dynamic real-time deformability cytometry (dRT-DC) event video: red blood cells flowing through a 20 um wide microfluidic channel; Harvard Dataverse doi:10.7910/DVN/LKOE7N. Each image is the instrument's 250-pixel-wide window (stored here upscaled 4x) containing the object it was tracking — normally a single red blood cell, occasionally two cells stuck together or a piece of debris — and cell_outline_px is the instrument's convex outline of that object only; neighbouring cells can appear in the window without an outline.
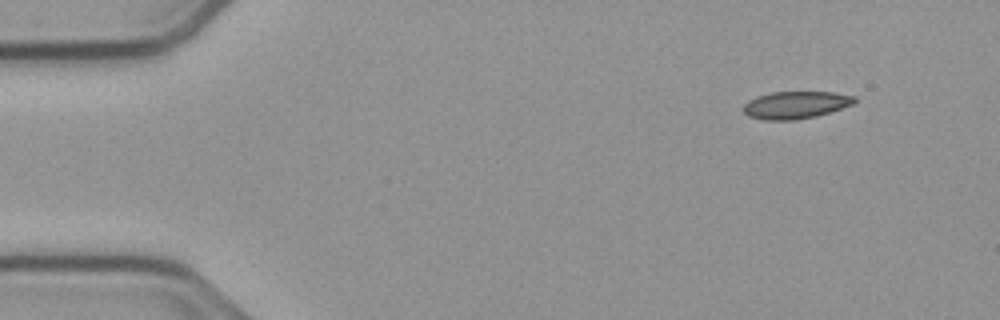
{"species": "common noctule bat (a hibernating species)", "species_latin": "Nyctalus noctula", "temperature_condition": "cold", "stored_images_in_passage": 50, "camera_frame_rate_fps": 3000, "um_per_image_px": 0.085, "animal": {"sex": "male", "body_mass_g": 23.1, "forearm_length_mm": 52.7}, "frame": {"image": 1, "passage_image": 1, "time_ms": 0.0, "image_size_px": [1000, 320], "cell_outline_px": [[856, 100], [852, 104], [816, 116], [796, 120], [764, 120], [748, 116], [744, 112], [744, 104], [748, 100], [756, 96], [772, 92], [832, 92], [856, 96]], "centroid_in_image_um": [67.6, 8.92], "position_along_channel_um": 17.4, "area_um2": 17.63}}
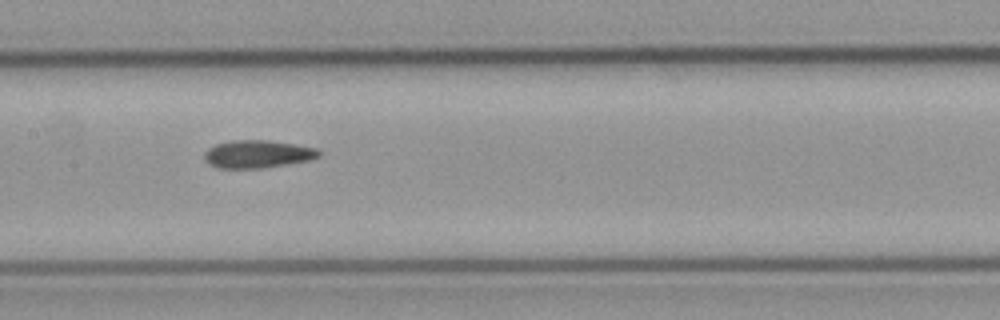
{"frame": {"image": 2, "passage_image": 22, "time_ms": 7.0, "image_size_px": [1000, 320], "cell_outline_px": [[320, 156], [308, 160], [264, 168], [216, 168], [208, 164], [204, 160], [204, 152], [208, 148], [216, 144], [232, 140], [268, 140], [296, 144], [316, 148], [320, 152]], "centroid_in_image_um": [21.85, 13.09], "position_along_channel_um": 185.5, "area_um2": 18.61}}
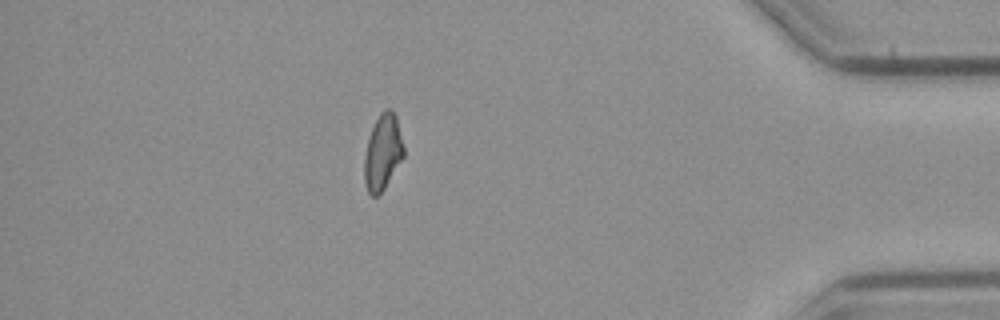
{"frame": {"image": 3, "passage_image": 43, "time_ms": 14.0, "image_size_px": [1000, 320], "cell_outline_px": [[404, 156], [384, 188], [376, 196], [372, 196], [368, 192], [364, 180], [364, 156], [368, 136], [380, 112], [384, 108], [392, 108], [396, 116], [404, 148]], "centroid_in_image_um": [32.52, 12.9], "position_along_channel_um": 402.7, "area_um2": 17.34}, "authors_computed_cell_mechanics": {"area_um2": 17.9758, "velocity_mm_per_s": 3.7695, "shape_relaxation_time_tau1_ms": null, "shape_relaxation_time_tau2_ms": 10.9699, "deformation_change_tau1": null, "deformation_change_tau2": 0.1736}}